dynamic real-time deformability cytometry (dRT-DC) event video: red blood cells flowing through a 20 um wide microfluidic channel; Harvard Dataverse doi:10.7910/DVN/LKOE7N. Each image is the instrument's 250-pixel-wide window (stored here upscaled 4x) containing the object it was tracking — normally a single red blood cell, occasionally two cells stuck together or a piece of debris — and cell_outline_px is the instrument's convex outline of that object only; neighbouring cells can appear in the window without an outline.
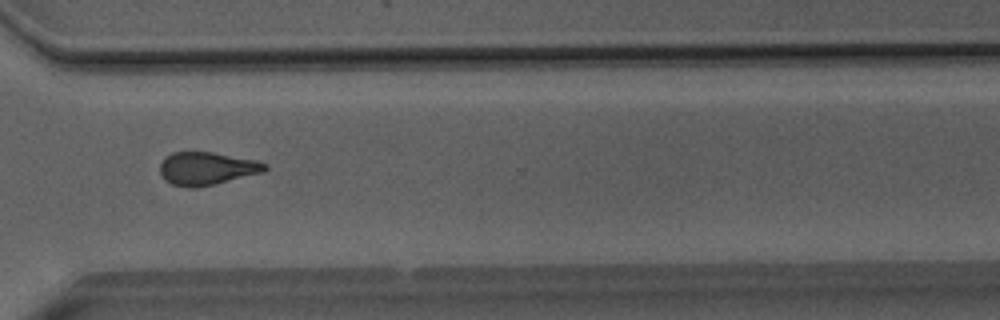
{"species": "Egyptian fruit bat (a non-hibernating species)", "species_latin": "Rousettus aegyptiacus", "temperature_condition": "room temperature", "stored_images_in_passage": 44, "camera_frame_rate_fps": 3000, "um_per_image_px": 0.085, "animal": {"sex": "male"}, "frame": {"image": 1, "passage_image": 31, "time_ms": 10.0, "image_size_px": [1000, 320], "cell_outline_px": [[268, 168], [264, 172], [196, 188], [188, 188], [172, 184], [160, 172], [160, 164], [164, 156], [172, 152], [212, 152], [256, 160], [268, 164]], "centroid_in_image_um": [17.59, 14.31], "position_along_channel_um": 353.0, "area_um2": 20.06}}
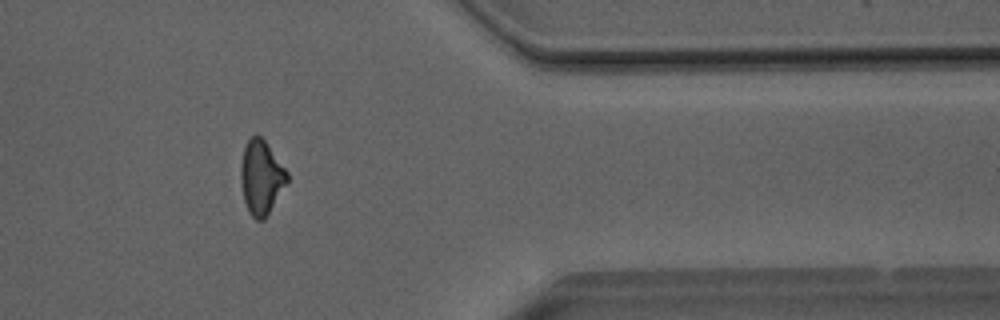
{"frame": {"image": 2, "passage_image": 35, "time_ms": 11.333, "image_size_px": [1000, 320], "cell_outline_px": [[288, 184], [264, 220], [256, 220], [248, 212], [244, 200], [240, 180], [240, 168], [244, 148], [248, 140], [256, 132], [264, 140], [288, 172]], "centroid_in_image_um": [22.21, 15.09], "position_along_channel_um": 389.2, "area_um2": 20.17}}
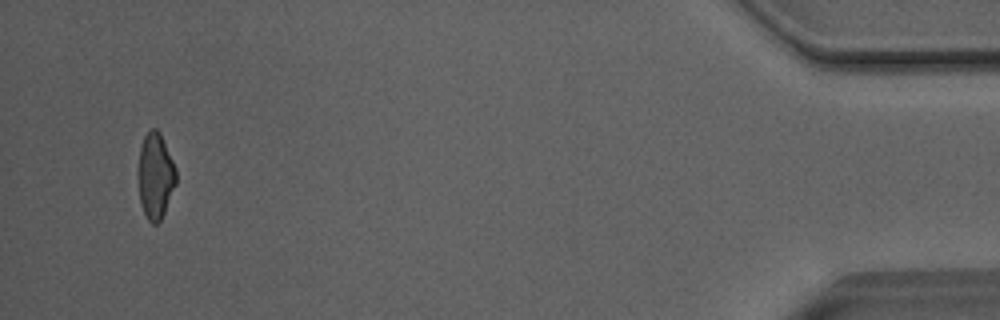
{"frame": {"image": 3, "passage_image": 42, "time_ms": 13.667, "image_size_px": [1000, 320], "cell_outline_px": [[176, 184], [164, 212], [160, 220], [156, 224], [152, 224], [148, 220], [140, 204], [140, 148], [144, 136], [152, 128], [156, 128], [160, 132], [176, 168]], "centroid_in_image_um": [13.24, 14.95], "position_along_channel_um": 422.0, "area_um2": 18.44}, "authors_computed_cell_mechanics": {"area_um2": 20.3745, "velocity_mm_per_s": 4.0599, "shape_relaxation_time_tau1_ms": null, "shape_relaxation_time_tau2_ms": 2.6664, "deformation_change_tau1": null, "deformation_change_tau2": 0.115}}